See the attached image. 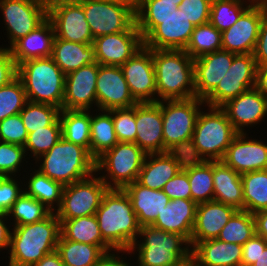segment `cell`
I'll list each match as a JSON object with an SVG mask.
<instances>
[{
    "mask_svg": "<svg viewBox=\"0 0 267 266\" xmlns=\"http://www.w3.org/2000/svg\"><path fill=\"white\" fill-rule=\"evenodd\" d=\"M95 216L103 239L114 250H130L138 240L141 226L123 189H108Z\"/></svg>",
    "mask_w": 267,
    "mask_h": 266,
    "instance_id": "6da1fadb",
    "label": "cell"
},
{
    "mask_svg": "<svg viewBox=\"0 0 267 266\" xmlns=\"http://www.w3.org/2000/svg\"><path fill=\"white\" fill-rule=\"evenodd\" d=\"M60 221L55 212L32 224L13 226L8 266H33L57 249Z\"/></svg>",
    "mask_w": 267,
    "mask_h": 266,
    "instance_id": "7a4b0ae2",
    "label": "cell"
},
{
    "mask_svg": "<svg viewBox=\"0 0 267 266\" xmlns=\"http://www.w3.org/2000/svg\"><path fill=\"white\" fill-rule=\"evenodd\" d=\"M236 134L221 107L205 105L198 115L191 144L185 156L197 161H222Z\"/></svg>",
    "mask_w": 267,
    "mask_h": 266,
    "instance_id": "3957f363",
    "label": "cell"
},
{
    "mask_svg": "<svg viewBox=\"0 0 267 266\" xmlns=\"http://www.w3.org/2000/svg\"><path fill=\"white\" fill-rule=\"evenodd\" d=\"M157 102L196 97L194 59L184 50L152 49Z\"/></svg>",
    "mask_w": 267,
    "mask_h": 266,
    "instance_id": "277c9868",
    "label": "cell"
},
{
    "mask_svg": "<svg viewBox=\"0 0 267 266\" xmlns=\"http://www.w3.org/2000/svg\"><path fill=\"white\" fill-rule=\"evenodd\" d=\"M138 239L130 249L136 266H181L191 260L190 242L179 233L145 225Z\"/></svg>",
    "mask_w": 267,
    "mask_h": 266,
    "instance_id": "5b68a950",
    "label": "cell"
},
{
    "mask_svg": "<svg viewBox=\"0 0 267 266\" xmlns=\"http://www.w3.org/2000/svg\"><path fill=\"white\" fill-rule=\"evenodd\" d=\"M35 168L63 186L72 184L96 172V159L90 152L63 137L34 161ZM37 166V167H36Z\"/></svg>",
    "mask_w": 267,
    "mask_h": 266,
    "instance_id": "8992f818",
    "label": "cell"
},
{
    "mask_svg": "<svg viewBox=\"0 0 267 266\" xmlns=\"http://www.w3.org/2000/svg\"><path fill=\"white\" fill-rule=\"evenodd\" d=\"M65 74L52 57L30 59L17 65L28 101L56 106L62 110Z\"/></svg>",
    "mask_w": 267,
    "mask_h": 266,
    "instance_id": "52a82bcc",
    "label": "cell"
},
{
    "mask_svg": "<svg viewBox=\"0 0 267 266\" xmlns=\"http://www.w3.org/2000/svg\"><path fill=\"white\" fill-rule=\"evenodd\" d=\"M164 152L186 153L191 144L198 115L204 105L203 99L162 100Z\"/></svg>",
    "mask_w": 267,
    "mask_h": 266,
    "instance_id": "ba28073f",
    "label": "cell"
},
{
    "mask_svg": "<svg viewBox=\"0 0 267 266\" xmlns=\"http://www.w3.org/2000/svg\"><path fill=\"white\" fill-rule=\"evenodd\" d=\"M146 155L136 143L118 142L96 159V173L109 189H123L137 181Z\"/></svg>",
    "mask_w": 267,
    "mask_h": 266,
    "instance_id": "9c48e42d",
    "label": "cell"
},
{
    "mask_svg": "<svg viewBox=\"0 0 267 266\" xmlns=\"http://www.w3.org/2000/svg\"><path fill=\"white\" fill-rule=\"evenodd\" d=\"M148 49L185 50L195 25L185 16L179 7L161 20H136Z\"/></svg>",
    "mask_w": 267,
    "mask_h": 266,
    "instance_id": "30bf717a",
    "label": "cell"
},
{
    "mask_svg": "<svg viewBox=\"0 0 267 266\" xmlns=\"http://www.w3.org/2000/svg\"><path fill=\"white\" fill-rule=\"evenodd\" d=\"M108 189L96 172L89 177L64 186L61 205L55 211L58 219L95 215Z\"/></svg>",
    "mask_w": 267,
    "mask_h": 266,
    "instance_id": "8fae6325",
    "label": "cell"
},
{
    "mask_svg": "<svg viewBox=\"0 0 267 266\" xmlns=\"http://www.w3.org/2000/svg\"><path fill=\"white\" fill-rule=\"evenodd\" d=\"M0 18L10 49L18 40L40 26L48 18V10L43 0H0ZM7 33V34H6Z\"/></svg>",
    "mask_w": 267,
    "mask_h": 266,
    "instance_id": "7c38bea8",
    "label": "cell"
},
{
    "mask_svg": "<svg viewBox=\"0 0 267 266\" xmlns=\"http://www.w3.org/2000/svg\"><path fill=\"white\" fill-rule=\"evenodd\" d=\"M256 61L253 54H236L225 76L203 100L207 106L222 107L256 84Z\"/></svg>",
    "mask_w": 267,
    "mask_h": 266,
    "instance_id": "4fadbf2b",
    "label": "cell"
},
{
    "mask_svg": "<svg viewBox=\"0 0 267 266\" xmlns=\"http://www.w3.org/2000/svg\"><path fill=\"white\" fill-rule=\"evenodd\" d=\"M81 5L94 39L124 32L136 23L135 12L125 5L104 0H86Z\"/></svg>",
    "mask_w": 267,
    "mask_h": 266,
    "instance_id": "5bb4252c",
    "label": "cell"
},
{
    "mask_svg": "<svg viewBox=\"0 0 267 266\" xmlns=\"http://www.w3.org/2000/svg\"><path fill=\"white\" fill-rule=\"evenodd\" d=\"M266 11L265 2H253L230 28L221 32L222 50L235 54H253Z\"/></svg>",
    "mask_w": 267,
    "mask_h": 266,
    "instance_id": "9a60e30c",
    "label": "cell"
},
{
    "mask_svg": "<svg viewBox=\"0 0 267 266\" xmlns=\"http://www.w3.org/2000/svg\"><path fill=\"white\" fill-rule=\"evenodd\" d=\"M131 95L138 103L157 102L152 49L142 47L122 66Z\"/></svg>",
    "mask_w": 267,
    "mask_h": 266,
    "instance_id": "2e32d148",
    "label": "cell"
},
{
    "mask_svg": "<svg viewBox=\"0 0 267 266\" xmlns=\"http://www.w3.org/2000/svg\"><path fill=\"white\" fill-rule=\"evenodd\" d=\"M93 46L97 63L121 67L143 47V39L135 23L124 32L96 37Z\"/></svg>",
    "mask_w": 267,
    "mask_h": 266,
    "instance_id": "e0dca14e",
    "label": "cell"
},
{
    "mask_svg": "<svg viewBox=\"0 0 267 266\" xmlns=\"http://www.w3.org/2000/svg\"><path fill=\"white\" fill-rule=\"evenodd\" d=\"M97 110L129 108L138 102L131 95L120 66L99 65L96 79Z\"/></svg>",
    "mask_w": 267,
    "mask_h": 266,
    "instance_id": "ac0fdd59",
    "label": "cell"
},
{
    "mask_svg": "<svg viewBox=\"0 0 267 266\" xmlns=\"http://www.w3.org/2000/svg\"><path fill=\"white\" fill-rule=\"evenodd\" d=\"M99 63L83 66L65 76V110H97L96 79Z\"/></svg>",
    "mask_w": 267,
    "mask_h": 266,
    "instance_id": "d6986e66",
    "label": "cell"
},
{
    "mask_svg": "<svg viewBox=\"0 0 267 266\" xmlns=\"http://www.w3.org/2000/svg\"><path fill=\"white\" fill-rule=\"evenodd\" d=\"M221 108L237 133L250 134L246 128L252 129L267 119V97L255 87L229 100Z\"/></svg>",
    "mask_w": 267,
    "mask_h": 266,
    "instance_id": "ffe728a7",
    "label": "cell"
},
{
    "mask_svg": "<svg viewBox=\"0 0 267 266\" xmlns=\"http://www.w3.org/2000/svg\"><path fill=\"white\" fill-rule=\"evenodd\" d=\"M253 136L249 137L248 133H237L222 159L239 174L267 169L266 139L259 140Z\"/></svg>",
    "mask_w": 267,
    "mask_h": 266,
    "instance_id": "44dd1931",
    "label": "cell"
},
{
    "mask_svg": "<svg viewBox=\"0 0 267 266\" xmlns=\"http://www.w3.org/2000/svg\"><path fill=\"white\" fill-rule=\"evenodd\" d=\"M48 19L53 25L55 38L93 44L94 38L81 4L53 7L48 10Z\"/></svg>",
    "mask_w": 267,
    "mask_h": 266,
    "instance_id": "7402d4cb",
    "label": "cell"
},
{
    "mask_svg": "<svg viewBox=\"0 0 267 266\" xmlns=\"http://www.w3.org/2000/svg\"><path fill=\"white\" fill-rule=\"evenodd\" d=\"M135 143L146 153H163V122L158 102L136 104Z\"/></svg>",
    "mask_w": 267,
    "mask_h": 266,
    "instance_id": "603a6c76",
    "label": "cell"
},
{
    "mask_svg": "<svg viewBox=\"0 0 267 266\" xmlns=\"http://www.w3.org/2000/svg\"><path fill=\"white\" fill-rule=\"evenodd\" d=\"M236 54L219 50L194 59V87L197 98L205 99L219 84Z\"/></svg>",
    "mask_w": 267,
    "mask_h": 266,
    "instance_id": "cb8c5ba5",
    "label": "cell"
},
{
    "mask_svg": "<svg viewBox=\"0 0 267 266\" xmlns=\"http://www.w3.org/2000/svg\"><path fill=\"white\" fill-rule=\"evenodd\" d=\"M186 156L181 152L147 154L137 182L149 189L162 190L164 185L183 168Z\"/></svg>",
    "mask_w": 267,
    "mask_h": 266,
    "instance_id": "d4e9b609",
    "label": "cell"
},
{
    "mask_svg": "<svg viewBox=\"0 0 267 266\" xmlns=\"http://www.w3.org/2000/svg\"><path fill=\"white\" fill-rule=\"evenodd\" d=\"M237 211L236 208L215 200L199 203L190 240L191 248L198 242L217 238Z\"/></svg>",
    "mask_w": 267,
    "mask_h": 266,
    "instance_id": "484cf974",
    "label": "cell"
},
{
    "mask_svg": "<svg viewBox=\"0 0 267 266\" xmlns=\"http://www.w3.org/2000/svg\"><path fill=\"white\" fill-rule=\"evenodd\" d=\"M197 205L190 199L170 200L162 212L158 213L152 226L170 233H179L190 242Z\"/></svg>",
    "mask_w": 267,
    "mask_h": 266,
    "instance_id": "4316f807",
    "label": "cell"
},
{
    "mask_svg": "<svg viewBox=\"0 0 267 266\" xmlns=\"http://www.w3.org/2000/svg\"><path fill=\"white\" fill-rule=\"evenodd\" d=\"M242 245L217 238L196 243L191 249L195 266H241Z\"/></svg>",
    "mask_w": 267,
    "mask_h": 266,
    "instance_id": "83f0119b",
    "label": "cell"
},
{
    "mask_svg": "<svg viewBox=\"0 0 267 266\" xmlns=\"http://www.w3.org/2000/svg\"><path fill=\"white\" fill-rule=\"evenodd\" d=\"M123 190L130 198L140 226L152 225L158 213H161L170 201L162 190L149 189L137 181L127 185Z\"/></svg>",
    "mask_w": 267,
    "mask_h": 266,
    "instance_id": "f1b7e54d",
    "label": "cell"
},
{
    "mask_svg": "<svg viewBox=\"0 0 267 266\" xmlns=\"http://www.w3.org/2000/svg\"><path fill=\"white\" fill-rule=\"evenodd\" d=\"M54 38L53 25L47 18L10 48L16 65L30 59L51 57Z\"/></svg>",
    "mask_w": 267,
    "mask_h": 266,
    "instance_id": "f546056e",
    "label": "cell"
},
{
    "mask_svg": "<svg viewBox=\"0 0 267 266\" xmlns=\"http://www.w3.org/2000/svg\"><path fill=\"white\" fill-rule=\"evenodd\" d=\"M214 200L244 210L241 174L223 161H213Z\"/></svg>",
    "mask_w": 267,
    "mask_h": 266,
    "instance_id": "4dcf8cb0",
    "label": "cell"
},
{
    "mask_svg": "<svg viewBox=\"0 0 267 266\" xmlns=\"http://www.w3.org/2000/svg\"><path fill=\"white\" fill-rule=\"evenodd\" d=\"M51 57L65 75L96 62L93 44L59 38H54Z\"/></svg>",
    "mask_w": 267,
    "mask_h": 266,
    "instance_id": "1f68e13d",
    "label": "cell"
},
{
    "mask_svg": "<svg viewBox=\"0 0 267 266\" xmlns=\"http://www.w3.org/2000/svg\"><path fill=\"white\" fill-rule=\"evenodd\" d=\"M30 169L25 172L27 177L24 173L22 174V179L25 181L23 184L24 193L34 197L50 211L55 212L61 205L64 186L42 174L35 168L34 164L33 168L30 166Z\"/></svg>",
    "mask_w": 267,
    "mask_h": 266,
    "instance_id": "d6a6232c",
    "label": "cell"
},
{
    "mask_svg": "<svg viewBox=\"0 0 267 266\" xmlns=\"http://www.w3.org/2000/svg\"><path fill=\"white\" fill-rule=\"evenodd\" d=\"M56 250L65 266H94L104 253L114 249L110 245L74 242L60 234Z\"/></svg>",
    "mask_w": 267,
    "mask_h": 266,
    "instance_id": "836d02e7",
    "label": "cell"
},
{
    "mask_svg": "<svg viewBox=\"0 0 267 266\" xmlns=\"http://www.w3.org/2000/svg\"><path fill=\"white\" fill-rule=\"evenodd\" d=\"M183 168L187 171L191 200L197 204L214 200L213 161L186 159Z\"/></svg>",
    "mask_w": 267,
    "mask_h": 266,
    "instance_id": "e575fe53",
    "label": "cell"
},
{
    "mask_svg": "<svg viewBox=\"0 0 267 266\" xmlns=\"http://www.w3.org/2000/svg\"><path fill=\"white\" fill-rule=\"evenodd\" d=\"M96 112V113H95ZM118 143L112 115L108 111L92 110L90 124V154L97 159Z\"/></svg>",
    "mask_w": 267,
    "mask_h": 266,
    "instance_id": "d590c367",
    "label": "cell"
},
{
    "mask_svg": "<svg viewBox=\"0 0 267 266\" xmlns=\"http://www.w3.org/2000/svg\"><path fill=\"white\" fill-rule=\"evenodd\" d=\"M91 110L60 111L62 137L71 143L80 145L90 152Z\"/></svg>",
    "mask_w": 267,
    "mask_h": 266,
    "instance_id": "8d00e7d4",
    "label": "cell"
},
{
    "mask_svg": "<svg viewBox=\"0 0 267 266\" xmlns=\"http://www.w3.org/2000/svg\"><path fill=\"white\" fill-rule=\"evenodd\" d=\"M59 221L60 234L67 240L90 245H109L101 235L95 215Z\"/></svg>",
    "mask_w": 267,
    "mask_h": 266,
    "instance_id": "74e56055",
    "label": "cell"
},
{
    "mask_svg": "<svg viewBox=\"0 0 267 266\" xmlns=\"http://www.w3.org/2000/svg\"><path fill=\"white\" fill-rule=\"evenodd\" d=\"M244 211L251 214L267 209V169L241 174Z\"/></svg>",
    "mask_w": 267,
    "mask_h": 266,
    "instance_id": "f35d334b",
    "label": "cell"
},
{
    "mask_svg": "<svg viewBox=\"0 0 267 266\" xmlns=\"http://www.w3.org/2000/svg\"><path fill=\"white\" fill-rule=\"evenodd\" d=\"M51 212L43 203L23 193L8 210L7 216L13 227L41 221Z\"/></svg>",
    "mask_w": 267,
    "mask_h": 266,
    "instance_id": "ab89813d",
    "label": "cell"
},
{
    "mask_svg": "<svg viewBox=\"0 0 267 266\" xmlns=\"http://www.w3.org/2000/svg\"><path fill=\"white\" fill-rule=\"evenodd\" d=\"M253 0H212L209 23L220 32L230 28Z\"/></svg>",
    "mask_w": 267,
    "mask_h": 266,
    "instance_id": "60d3db41",
    "label": "cell"
},
{
    "mask_svg": "<svg viewBox=\"0 0 267 266\" xmlns=\"http://www.w3.org/2000/svg\"><path fill=\"white\" fill-rule=\"evenodd\" d=\"M219 50H222L221 32L212 24L206 23L195 26L184 51L195 59Z\"/></svg>",
    "mask_w": 267,
    "mask_h": 266,
    "instance_id": "b9f144b4",
    "label": "cell"
},
{
    "mask_svg": "<svg viewBox=\"0 0 267 266\" xmlns=\"http://www.w3.org/2000/svg\"><path fill=\"white\" fill-rule=\"evenodd\" d=\"M255 234L256 229L253 214L248 211L238 210L222 228L217 239L244 245Z\"/></svg>",
    "mask_w": 267,
    "mask_h": 266,
    "instance_id": "7bdbcfd3",
    "label": "cell"
},
{
    "mask_svg": "<svg viewBox=\"0 0 267 266\" xmlns=\"http://www.w3.org/2000/svg\"><path fill=\"white\" fill-rule=\"evenodd\" d=\"M62 138V126L58 118L51 126L28 133L24 145L28 159H38L42 154L48 152Z\"/></svg>",
    "mask_w": 267,
    "mask_h": 266,
    "instance_id": "ee69618b",
    "label": "cell"
},
{
    "mask_svg": "<svg viewBox=\"0 0 267 266\" xmlns=\"http://www.w3.org/2000/svg\"><path fill=\"white\" fill-rule=\"evenodd\" d=\"M60 111V108L50 104L27 101L19 114L27 133H31L51 126L59 118Z\"/></svg>",
    "mask_w": 267,
    "mask_h": 266,
    "instance_id": "f6af8a7d",
    "label": "cell"
},
{
    "mask_svg": "<svg viewBox=\"0 0 267 266\" xmlns=\"http://www.w3.org/2000/svg\"><path fill=\"white\" fill-rule=\"evenodd\" d=\"M27 160L29 159L23 146L0 141V177H20V172L22 170H24L22 172H26V170L30 169L29 166L33 165L30 161ZM24 165L25 168H23Z\"/></svg>",
    "mask_w": 267,
    "mask_h": 266,
    "instance_id": "bcb514c9",
    "label": "cell"
},
{
    "mask_svg": "<svg viewBox=\"0 0 267 266\" xmlns=\"http://www.w3.org/2000/svg\"><path fill=\"white\" fill-rule=\"evenodd\" d=\"M27 101L23 83L18 77L0 87V121L19 114Z\"/></svg>",
    "mask_w": 267,
    "mask_h": 266,
    "instance_id": "7dc6e473",
    "label": "cell"
},
{
    "mask_svg": "<svg viewBox=\"0 0 267 266\" xmlns=\"http://www.w3.org/2000/svg\"><path fill=\"white\" fill-rule=\"evenodd\" d=\"M113 118L115 134L118 142H133L136 138V105L129 108L108 111Z\"/></svg>",
    "mask_w": 267,
    "mask_h": 266,
    "instance_id": "c3c4849f",
    "label": "cell"
},
{
    "mask_svg": "<svg viewBox=\"0 0 267 266\" xmlns=\"http://www.w3.org/2000/svg\"><path fill=\"white\" fill-rule=\"evenodd\" d=\"M27 138L28 133L20 114L0 121V141L24 147Z\"/></svg>",
    "mask_w": 267,
    "mask_h": 266,
    "instance_id": "681fc988",
    "label": "cell"
},
{
    "mask_svg": "<svg viewBox=\"0 0 267 266\" xmlns=\"http://www.w3.org/2000/svg\"><path fill=\"white\" fill-rule=\"evenodd\" d=\"M0 177V212L7 214L11 206L24 193L23 179L20 176ZM22 179V180H21Z\"/></svg>",
    "mask_w": 267,
    "mask_h": 266,
    "instance_id": "f907efd6",
    "label": "cell"
},
{
    "mask_svg": "<svg viewBox=\"0 0 267 266\" xmlns=\"http://www.w3.org/2000/svg\"><path fill=\"white\" fill-rule=\"evenodd\" d=\"M178 8L173 3H158V0H140L136 20H161Z\"/></svg>",
    "mask_w": 267,
    "mask_h": 266,
    "instance_id": "816d5d0a",
    "label": "cell"
},
{
    "mask_svg": "<svg viewBox=\"0 0 267 266\" xmlns=\"http://www.w3.org/2000/svg\"><path fill=\"white\" fill-rule=\"evenodd\" d=\"M212 0H182L179 8L195 26L209 23Z\"/></svg>",
    "mask_w": 267,
    "mask_h": 266,
    "instance_id": "f5cc1de1",
    "label": "cell"
},
{
    "mask_svg": "<svg viewBox=\"0 0 267 266\" xmlns=\"http://www.w3.org/2000/svg\"><path fill=\"white\" fill-rule=\"evenodd\" d=\"M162 191L169 197L170 200H191V188L188 180L187 171L182 168L178 174H176L164 185Z\"/></svg>",
    "mask_w": 267,
    "mask_h": 266,
    "instance_id": "db71d44e",
    "label": "cell"
},
{
    "mask_svg": "<svg viewBox=\"0 0 267 266\" xmlns=\"http://www.w3.org/2000/svg\"><path fill=\"white\" fill-rule=\"evenodd\" d=\"M267 247V241L258 235H254L244 245H242L241 266H251L257 261L261 251Z\"/></svg>",
    "mask_w": 267,
    "mask_h": 266,
    "instance_id": "11a10c76",
    "label": "cell"
},
{
    "mask_svg": "<svg viewBox=\"0 0 267 266\" xmlns=\"http://www.w3.org/2000/svg\"><path fill=\"white\" fill-rule=\"evenodd\" d=\"M17 77V65L10 49L0 46V87Z\"/></svg>",
    "mask_w": 267,
    "mask_h": 266,
    "instance_id": "9f6ffc18",
    "label": "cell"
},
{
    "mask_svg": "<svg viewBox=\"0 0 267 266\" xmlns=\"http://www.w3.org/2000/svg\"><path fill=\"white\" fill-rule=\"evenodd\" d=\"M253 56L256 61V65L267 63V11L262 17Z\"/></svg>",
    "mask_w": 267,
    "mask_h": 266,
    "instance_id": "6f0895ef",
    "label": "cell"
},
{
    "mask_svg": "<svg viewBox=\"0 0 267 266\" xmlns=\"http://www.w3.org/2000/svg\"><path fill=\"white\" fill-rule=\"evenodd\" d=\"M120 253L122 254L120 255ZM126 255H130L129 260L126 259ZM131 256L132 253L130 250H112L104 253L94 266H135V262H133V264L132 262H129L131 260Z\"/></svg>",
    "mask_w": 267,
    "mask_h": 266,
    "instance_id": "680465c9",
    "label": "cell"
},
{
    "mask_svg": "<svg viewBox=\"0 0 267 266\" xmlns=\"http://www.w3.org/2000/svg\"><path fill=\"white\" fill-rule=\"evenodd\" d=\"M12 224L7 214L0 212V252L9 250L12 233ZM11 227V228H10Z\"/></svg>",
    "mask_w": 267,
    "mask_h": 266,
    "instance_id": "91938a15",
    "label": "cell"
},
{
    "mask_svg": "<svg viewBox=\"0 0 267 266\" xmlns=\"http://www.w3.org/2000/svg\"><path fill=\"white\" fill-rule=\"evenodd\" d=\"M255 88L267 97V63L257 65Z\"/></svg>",
    "mask_w": 267,
    "mask_h": 266,
    "instance_id": "94428289",
    "label": "cell"
},
{
    "mask_svg": "<svg viewBox=\"0 0 267 266\" xmlns=\"http://www.w3.org/2000/svg\"><path fill=\"white\" fill-rule=\"evenodd\" d=\"M255 220L256 235L267 241V209L253 214Z\"/></svg>",
    "mask_w": 267,
    "mask_h": 266,
    "instance_id": "6125c7cd",
    "label": "cell"
},
{
    "mask_svg": "<svg viewBox=\"0 0 267 266\" xmlns=\"http://www.w3.org/2000/svg\"><path fill=\"white\" fill-rule=\"evenodd\" d=\"M33 266H65L57 250L46 254L40 261Z\"/></svg>",
    "mask_w": 267,
    "mask_h": 266,
    "instance_id": "be15d7a7",
    "label": "cell"
},
{
    "mask_svg": "<svg viewBox=\"0 0 267 266\" xmlns=\"http://www.w3.org/2000/svg\"><path fill=\"white\" fill-rule=\"evenodd\" d=\"M86 0H43L47 10L53 7L72 4H83Z\"/></svg>",
    "mask_w": 267,
    "mask_h": 266,
    "instance_id": "e7e4bbea",
    "label": "cell"
},
{
    "mask_svg": "<svg viewBox=\"0 0 267 266\" xmlns=\"http://www.w3.org/2000/svg\"><path fill=\"white\" fill-rule=\"evenodd\" d=\"M104 1L128 6L136 13L140 0H104Z\"/></svg>",
    "mask_w": 267,
    "mask_h": 266,
    "instance_id": "03108f58",
    "label": "cell"
},
{
    "mask_svg": "<svg viewBox=\"0 0 267 266\" xmlns=\"http://www.w3.org/2000/svg\"><path fill=\"white\" fill-rule=\"evenodd\" d=\"M251 266H267V247L264 249V251H261V254L257 258V261L254 262Z\"/></svg>",
    "mask_w": 267,
    "mask_h": 266,
    "instance_id": "003e7915",
    "label": "cell"
},
{
    "mask_svg": "<svg viewBox=\"0 0 267 266\" xmlns=\"http://www.w3.org/2000/svg\"><path fill=\"white\" fill-rule=\"evenodd\" d=\"M182 0H158V3H173L179 7Z\"/></svg>",
    "mask_w": 267,
    "mask_h": 266,
    "instance_id": "a7ac6f4b",
    "label": "cell"
},
{
    "mask_svg": "<svg viewBox=\"0 0 267 266\" xmlns=\"http://www.w3.org/2000/svg\"><path fill=\"white\" fill-rule=\"evenodd\" d=\"M181 266H195V264L193 263L192 260H190V261H188V262L182 264Z\"/></svg>",
    "mask_w": 267,
    "mask_h": 266,
    "instance_id": "89a4df30",
    "label": "cell"
},
{
    "mask_svg": "<svg viewBox=\"0 0 267 266\" xmlns=\"http://www.w3.org/2000/svg\"><path fill=\"white\" fill-rule=\"evenodd\" d=\"M254 2H266L267 0H253Z\"/></svg>",
    "mask_w": 267,
    "mask_h": 266,
    "instance_id": "2644e50d",
    "label": "cell"
}]
</instances>
